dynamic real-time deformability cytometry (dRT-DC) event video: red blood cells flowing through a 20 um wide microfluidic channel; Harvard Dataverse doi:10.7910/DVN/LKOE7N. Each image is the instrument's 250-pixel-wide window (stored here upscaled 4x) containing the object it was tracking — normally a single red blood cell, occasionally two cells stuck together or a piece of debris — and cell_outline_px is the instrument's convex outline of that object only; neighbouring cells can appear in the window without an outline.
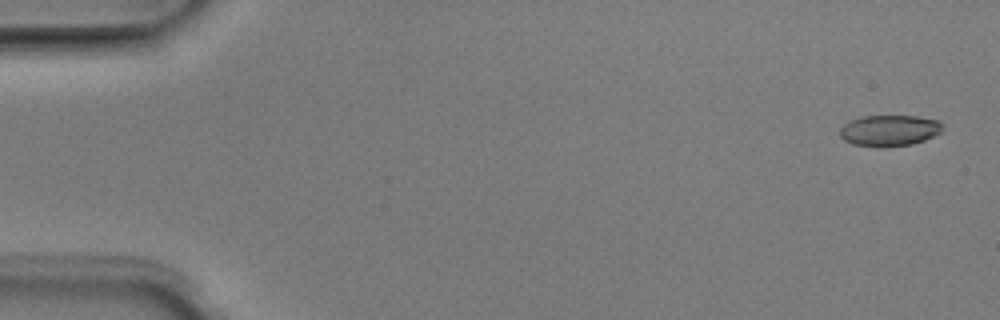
{"species": "Egyptian fruit bat (a non-hibernating species)", "species_latin": "Rousettus aegyptiacus", "temperature_condition": "room temperature", "stored_images_in_passage": 4, "camera_frame_rate_fps": 3000, "um_per_image_px": 0.085, "animal": {"sex": "male"}, "frame": {"image": 1, "passage_image": 1, "time_ms": 0.0, "image_size_px": [1000, 320], "cell_outline_px": [[944, 124], [940, 132], [924, 140], [912, 144], [880, 148], [852, 144], [844, 140], [840, 136], [840, 128], [844, 124], [852, 120], [864, 116], [916, 116], [940, 120]], "centroid_in_image_um": [75.6, 11.1], "position_along_channel_um": 9.4, "area_um2": 18.73}}
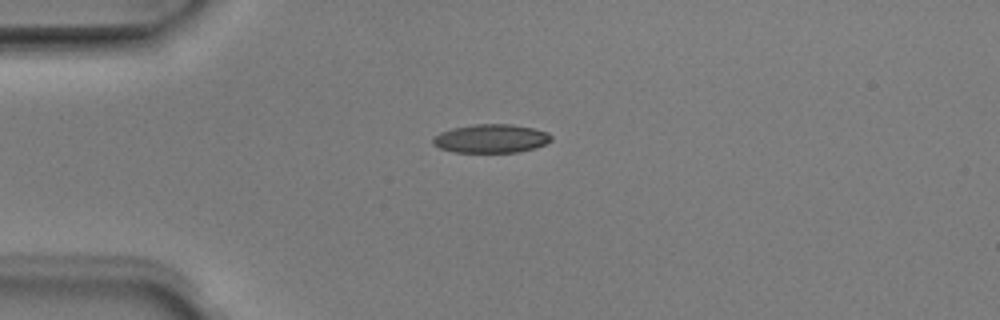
{"frame": {"image": 2, "passage_image": 4, "time_ms": 1.0, "image_size_px": [1000, 320], "cell_outline_px": [[552, 140], [544, 144], [532, 148], [516, 152], [456, 152], [440, 148], [432, 144], [432, 140], [440, 132], [452, 128], [472, 124], [512, 124], [532, 128], [548, 132], [552, 136]], "centroid_in_image_um": [41.73, 11.76], "position_along_channel_um": 43.3, "area_um2": 19.59}}